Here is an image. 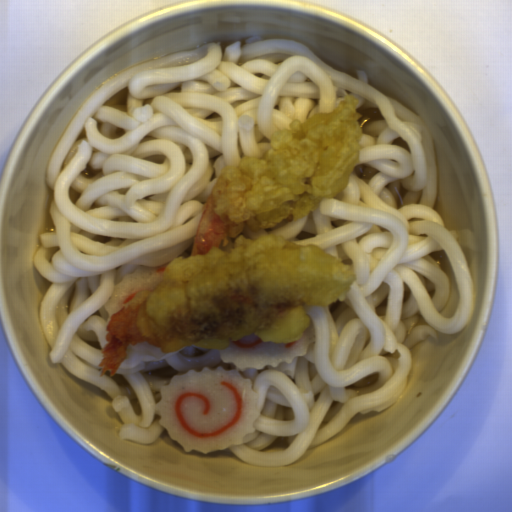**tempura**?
Wrapping results in <instances>:
<instances>
[{
    "mask_svg": "<svg viewBox=\"0 0 512 512\" xmlns=\"http://www.w3.org/2000/svg\"><path fill=\"white\" fill-rule=\"evenodd\" d=\"M346 95L330 112L295 120L272 134L264 155L225 167L203 206L189 254L172 261L106 325L100 376L112 377L127 347L165 352L221 348L252 333L297 342L311 324L304 306H328L353 285L356 270L312 244L267 233L341 192L359 161L367 116Z\"/></svg>",
    "mask_w": 512,
    "mask_h": 512,
    "instance_id": "1",
    "label": "tempura"
}]
</instances>
